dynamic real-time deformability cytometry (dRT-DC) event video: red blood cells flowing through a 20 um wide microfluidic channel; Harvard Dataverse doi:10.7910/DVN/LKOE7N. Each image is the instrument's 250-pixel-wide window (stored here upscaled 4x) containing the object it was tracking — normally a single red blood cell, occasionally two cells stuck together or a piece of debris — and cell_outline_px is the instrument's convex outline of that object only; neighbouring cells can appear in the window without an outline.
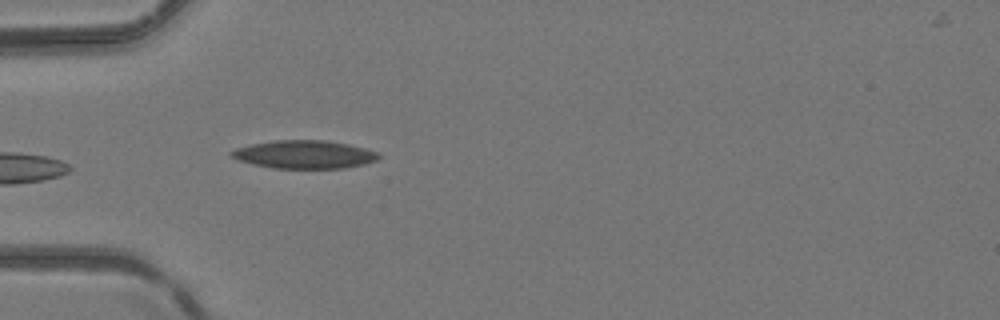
{"species": "common noctule bat (a hibernating species)", "species_latin": "Nyctalus noctula", "temperature_condition": "room temperature", "stored_images_in_passage": 4, "camera_frame_rate_fps": 3000, "um_per_image_px": 0.085, "animal": {"sex": "female", "body_mass_g": 24.6, "forearm_length_mm": 56.2}, "frame": {"image": 1, "passage_image": 4, "time_ms": 1.0, "image_size_px": [1000, 320], "cell_outline_px": [[380, 156], [376, 160], [364, 164], [344, 168], [272, 168], [252, 164], [240, 160], [232, 156], [228, 152], [236, 148], [252, 144], [272, 140], [328, 140], [348, 144], [364, 148], [376, 152]], "centroid_in_image_um": [25.85, 13.12], "position_along_channel_um": 59.1, "area_um2": 24.04}}